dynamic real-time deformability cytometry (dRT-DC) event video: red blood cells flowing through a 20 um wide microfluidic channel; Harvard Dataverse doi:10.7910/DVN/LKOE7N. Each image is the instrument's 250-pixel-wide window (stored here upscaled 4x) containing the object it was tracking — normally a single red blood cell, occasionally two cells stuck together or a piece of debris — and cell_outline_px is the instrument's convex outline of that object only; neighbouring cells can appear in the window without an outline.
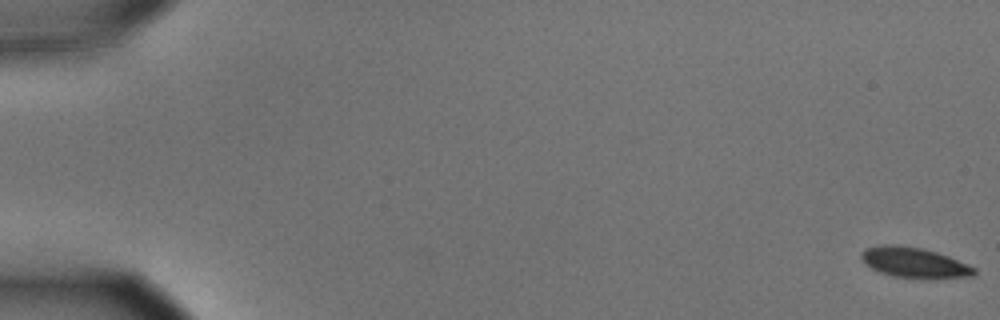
{"species": "common noctule bat (a hibernating species)", "species_latin": "Nyctalus noctula", "temperature_condition": "cold", "stored_images_in_passage": 58, "camera_frame_rate_fps": 3000, "um_per_image_px": 0.085, "animal": {"sex": "male", "body_mass_g": 15.6}, "frame": {"image": 1, "passage_image": 1, "time_ms": 0.0, "image_size_px": [1000, 320], "cell_outline_px": [[976, 272], [972, 276], [892, 276], [880, 272], [872, 268], [860, 256], [860, 252], [864, 248], [880, 244], [896, 244], [924, 248], [948, 256], [976, 268]], "centroid_in_image_um": [77.63, 22.25], "position_along_channel_um": 7.4, "area_um2": 19.19}}
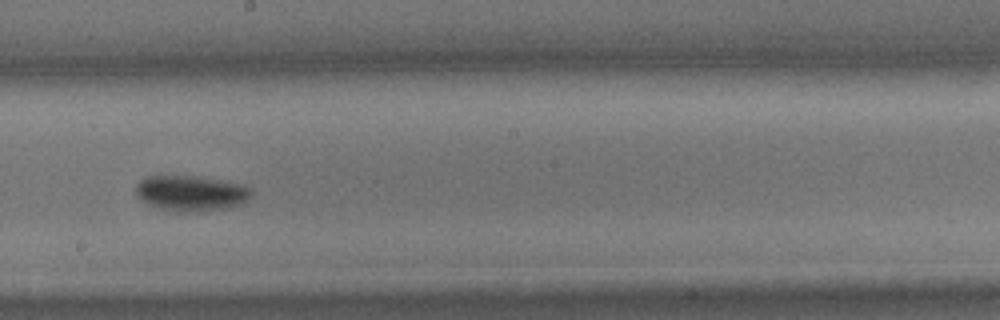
{"frame": {"image": 2, "passage_image": 34, "time_ms": 11.0, "image_size_px": [1000, 320], "cell_outline_px": [[252, 196], [248, 200], [240, 204], [228, 208], [196, 212], [176, 212], [160, 208], [148, 204], [136, 192], [136, 184], [140, 180], [148, 176], [196, 176], [236, 184], [252, 188]], "centroid_in_image_um": [16.25, 16.44], "position_along_channel_um": 232.0, "area_um2": 23.64}}
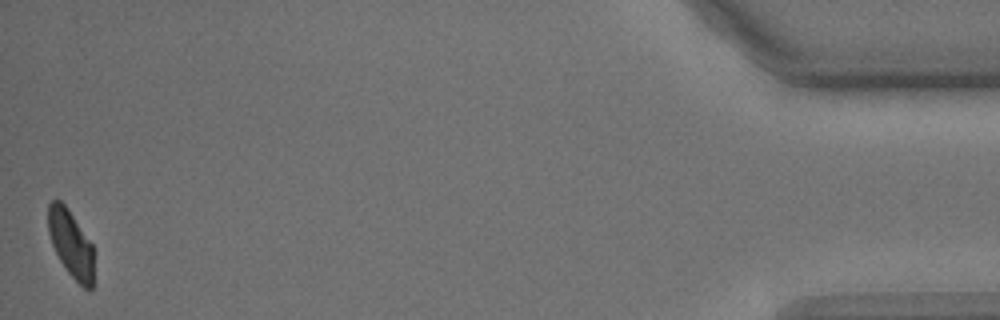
{"frame": {"image": 3, "passage_image": 58, "time_ms": 19.0, "image_size_px": [1000, 320], "cell_outline_px": [[92, 288], [84, 288], [68, 272], [60, 260], [52, 244], [48, 232], [48, 204], [52, 200], [60, 200], [64, 204], [92, 244]], "centroid_in_image_um": [5.99, 20.68], "position_along_channel_um": 429.2, "area_um2": 17.28}, "authors_computed_cell_mechanics": {"area_um2": 20.7502, "velocity_mm_per_s": 3.5219, "shape_relaxation_time_tau1_ms": 2.3253, "shape_relaxation_time_tau2_ms": null, "deformation_change_tau1": 0.0881, "deformation_change_tau2": null}}